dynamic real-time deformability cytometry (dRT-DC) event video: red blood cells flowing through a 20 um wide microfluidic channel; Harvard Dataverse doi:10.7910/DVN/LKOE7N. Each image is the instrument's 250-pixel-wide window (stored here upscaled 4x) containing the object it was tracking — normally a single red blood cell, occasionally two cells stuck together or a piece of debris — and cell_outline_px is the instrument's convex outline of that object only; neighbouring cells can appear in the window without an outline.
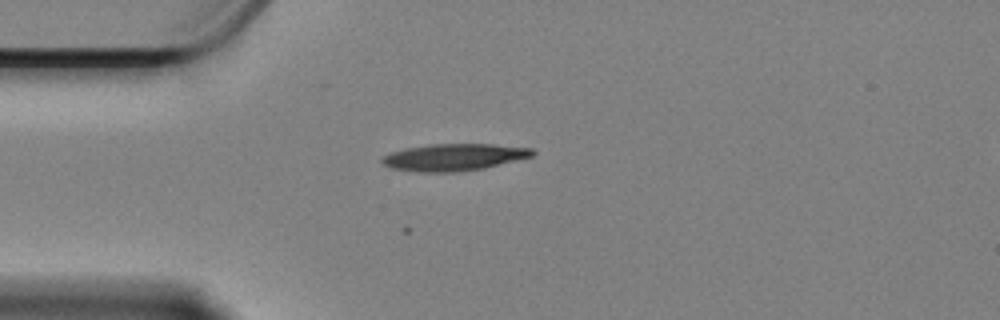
{"species": "Egyptian fruit bat (a non-hibernating species)", "species_latin": "Rousettus aegyptiacus", "temperature_condition": "cold", "stored_images_in_passage": 12, "camera_frame_rate_fps": 3000, "um_per_image_px": 0.085, "animal": {"sex": "female"}, "frame": {"image": 1, "passage_image": 6, "time_ms": 1.667, "image_size_px": [1000, 320], "cell_outline_px": [[536, 152], [532, 156], [484, 168], [456, 172], [416, 172], [388, 168], [380, 160], [384, 156], [392, 152], [408, 148], [432, 144], [492, 144], [532, 148]], "centroid_in_image_um": [38.57, 13.37], "position_along_channel_um": 46.4, "area_um2": 23.52}}
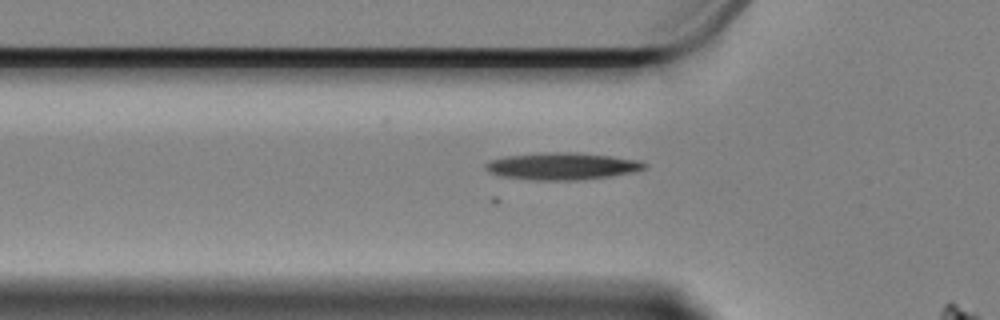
{"frame": {"image": 2, "passage_image": 10, "time_ms": 3.0, "image_size_px": [1000, 320], "cell_outline_px": [[648, 164], [644, 168], [636, 172], [612, 176], [580, 180], [532, 180], [504, 176], [492, 172], [484, 168], [484, 164], [488, 160], [504, 156], [548, 152], [576, 152], [608, 156], [636, 160]], "centroid_in_image_um": [47.77, 14.12], "position_along_channel_um": 78.0, "area_um2": 25.03}}